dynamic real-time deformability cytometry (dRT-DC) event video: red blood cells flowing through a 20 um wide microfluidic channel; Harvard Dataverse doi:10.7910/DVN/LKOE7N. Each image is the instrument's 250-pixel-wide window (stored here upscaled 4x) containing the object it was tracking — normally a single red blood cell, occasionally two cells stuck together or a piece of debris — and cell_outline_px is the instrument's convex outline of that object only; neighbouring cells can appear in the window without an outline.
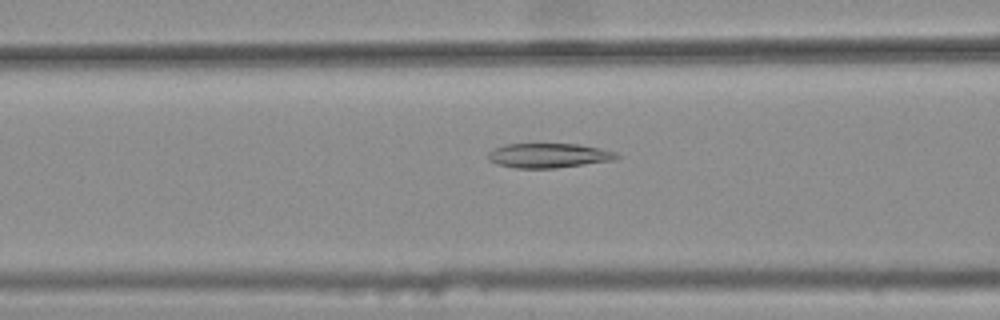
{"species": "common noctule bat (a hibernating species)", "species_latin": "Nyctalus noctula", "temperature_condition": "warm", "stored_images_in_passage": 36, "camera_frame_rate_fps": 3000, "um_per_image_px": 0.085, "animal": {"sex": "female", "body_mass_g": 25.1}, "frame": {"image": 1, "passage_image": 10, "time_ms": 3.0, "image_size_px": [1000, 320], "cell_outline_px": [[620, 156], [612, 160], [556, 168], [516, 168], [496, 164], [488, 160], [488, 152], [492, 148], [504, 144], [580, 144], [600, 148], [616, 152]], "centroid_in_image_um": [46.58, 13.21], "position_along_channel_um": 120.0, "area_um2": 18.44}}
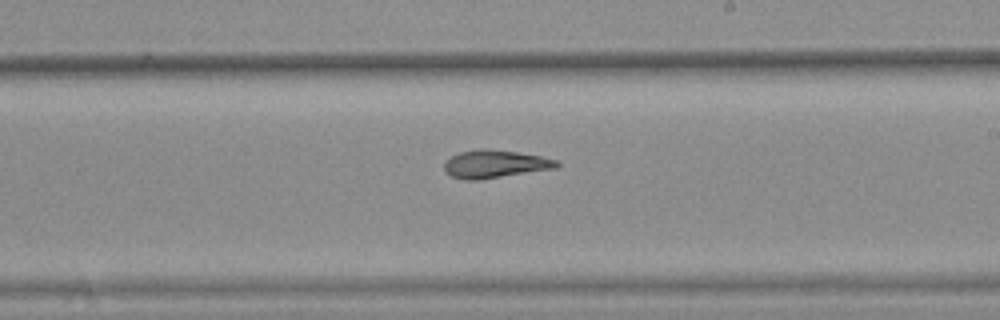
{"frame": {"image": 2, "passage_image": 20, "time_ms": 6.333, "image_size_px": [1000, 320], "cell_outline_px": [[560, 164], [556, 168], [480, 180], [464, 180], [452, 176], [444, 172], [444, 164], [452, 156], [460, 152], [484, 148], [488, 148], [516, 152], [540, 156], [556, 160]], "centroid_in_image_um": [42.06, 13.95], "position_along_channel_um": 246.9, "area_um2": 18.21}}
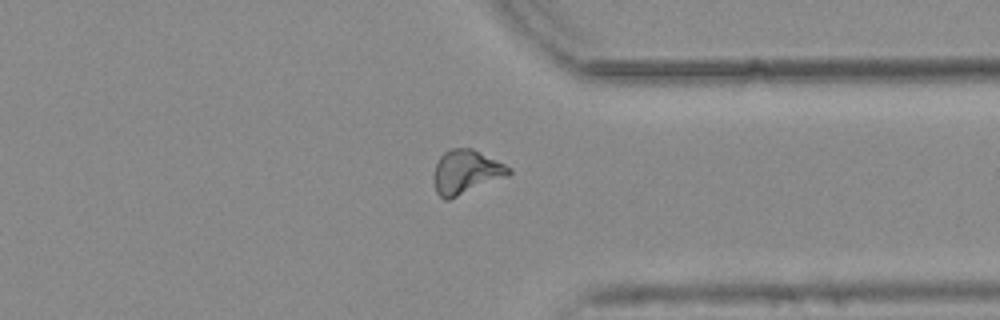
{"frame": {"image": 3, "passage_image": 30, "time_ms": 9.667, "image_size_px": [1000, 320], "cell_outline_px": [[512, 172], [508, 176], [448, 200], [444, 200], [436, 192], [432, 180], [432, 176], [436, 164], [440, 156], [444, 152], [452, 148], [472, 148], [512, 168]], "centroid_in_image_um": [39.59, 14.63], "position_along_channel_um": 371.8, "area_um2": 19.31}, "authors_computed_cell_mechanics": {"area_um2": 18.4382, "velocity_mm_per_s": 3.8208, "shape_relaxation_time_tau1_ms": null, "shape_relaxation_time_tau2_ms": 3.9254, "deformation_change_tau1": null, "deformation_change_tau2": 0.1061}}